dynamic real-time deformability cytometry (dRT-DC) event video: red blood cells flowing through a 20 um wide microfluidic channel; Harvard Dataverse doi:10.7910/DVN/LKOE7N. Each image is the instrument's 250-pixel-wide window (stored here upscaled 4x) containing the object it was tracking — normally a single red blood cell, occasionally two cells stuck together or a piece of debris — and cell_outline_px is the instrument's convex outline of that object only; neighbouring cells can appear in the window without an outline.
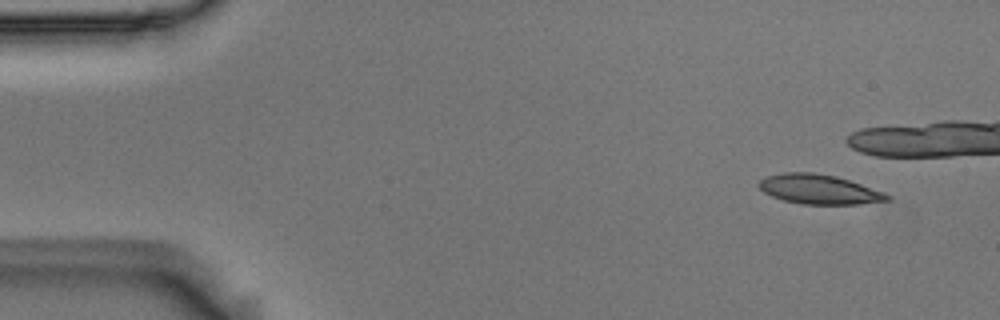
{"species": "Egyptian fruit bat (a non-hibernating species)", "species_latin": "Rousettus aegyptiacus", "temperature_condition": "room temperature", "stored_images_in_passage": 5, "camera_frame_rate_fps": 3000, "um_per_image_px": 0.085, "animal": {"sex": "male"}, "frame": {"image": 1, "passage_image": 1, "time_ms": 0.0, "image_size_px": [1000, 320], "cell_outline_px": [[888, 200], [856, 204], [800, 204], [784, 200], [772, 196], [764, 192], [756, 184], [760, 180], [768, 176], [784, 172], [812, 172], [836, 176], [884, 192], [888, 196]], "centroid_in_image_um": [69.56, 16.08], "position_along_channel_um": 15.4, "area_um2": 21.79}}